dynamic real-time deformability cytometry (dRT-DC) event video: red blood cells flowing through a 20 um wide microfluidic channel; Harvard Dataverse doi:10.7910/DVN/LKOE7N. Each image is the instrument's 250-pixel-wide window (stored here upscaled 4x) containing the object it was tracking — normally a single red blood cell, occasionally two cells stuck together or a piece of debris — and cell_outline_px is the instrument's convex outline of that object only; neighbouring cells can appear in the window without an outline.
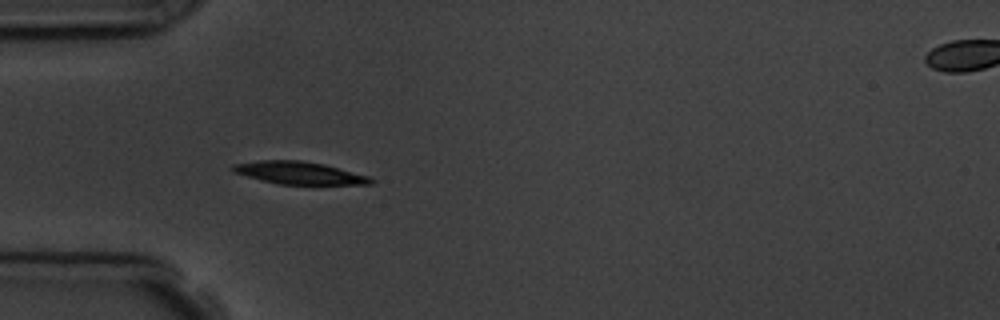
{"species": "common noctule bat (a hibernating species)", "species_latin": "Nyctalus noctula", "temperature_condition": "room temperature", "stored_images_in_passage": 16, "camera_frame_rate_fps": 3000, "um_per_image_px": 0.085, "animal": {"sex": "male", "body_mass_g": 19.5, "forearm_length_mm": 54.6}, "frame": {"image": 1, "passage_image": 5, "time_ms": 4.333, "image_size_px": [1000, 320], "cell_outline_px": [[376, 180], [372, 184], [280, 184], [260, 180], [232, 172], [228, 168], [232, 164], [260, 160], [300, 160], [324, 164], [368, 176]], "centroid_in_image_um": [25.37, 14.69], "position_along_channel_um": 59.6, "area_um2": 18.15}}
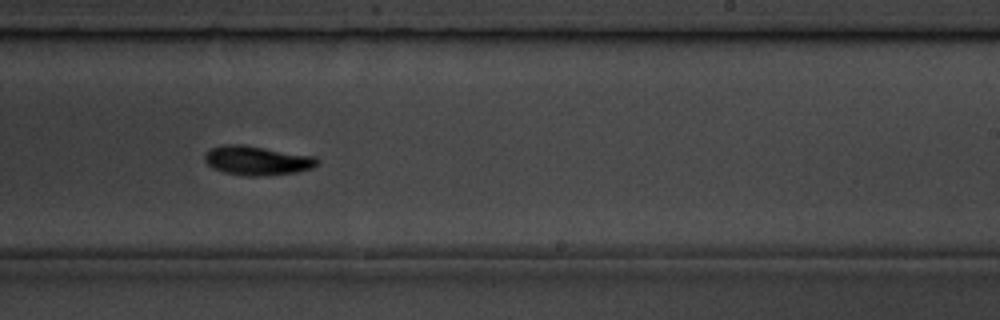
{"frame": {"image": 2, "passage_image": 10, "time_ms": 10.0, "image_size_px": [1000, 320], "cell_outline_px": [[320, 164], [312, 168], [296, 172], [264, 176], [248, 176], [224, 172], [212, 168], [204, 160], [204, 156], [212, 148], [224, 144], [244, 144], [316, 156], [320, 160]], "centroid_in_image_um": [21.9, 13.64], "position_along_channel_um": 267.1, "area_um2": 19.36}, "authors_computed_cell_mechanics": {"area_um2": 18.1203, "velocity_mm_per_s": 3.7311, "shape_relaxation_time_tau1_ms": 3.3539, "shape_relaxation_time_tau2_ms": null, "deformation_change_tau1": 0.0895, "deformation_change_tau2": null}}